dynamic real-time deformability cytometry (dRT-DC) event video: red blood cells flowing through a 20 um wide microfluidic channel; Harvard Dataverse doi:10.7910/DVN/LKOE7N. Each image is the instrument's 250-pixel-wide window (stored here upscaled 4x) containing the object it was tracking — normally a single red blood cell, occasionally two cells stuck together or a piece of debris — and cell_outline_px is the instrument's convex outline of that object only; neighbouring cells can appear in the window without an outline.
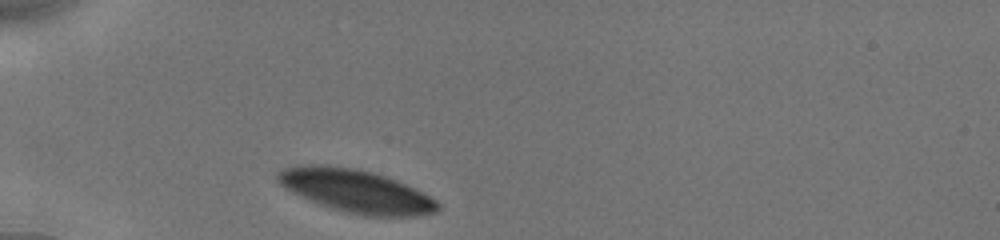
{"species": "human", "species_latin": "Homo sapiens", "temperature_condition": "cold", "stored_images_in_passage": 10, "camera_frame_rate_fps": 3000, "um_per_image_px": 0.085, "donor": {"sex": "male"}, "frame": {"image": 1, "passage_image": 1, "time_ms": 0.0, "image_size_px": [1000, 240], "cell_outline_px": [[440, 208], [436, 212], [424, 216], [364, 216], [344, 212], [320, 204], [292, 192], [280, 184], [276, 176], [284, 168], [300, 164], [320, 164], [352, 168], [372, 172], [396, 180], [436, 200], [440, 204]], "centroid_in_image_um": [30.27, 16.25], "position_along_channel_um": 54.7, "area_um2": 39.77}}
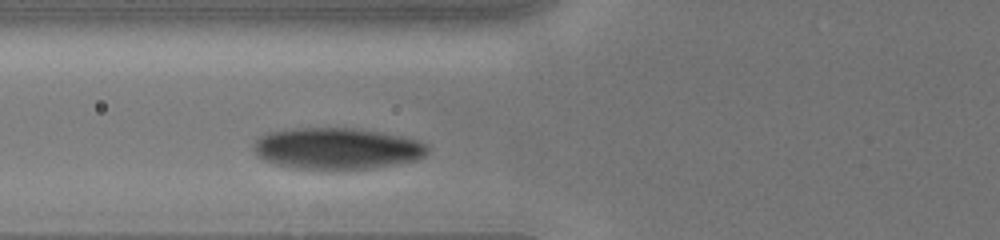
{"frame": {"image": 2, "passage_image": 6, "time_ms": 1.667, "image_size_px": [1000, 240], "cell_outline_px": [[428, 152], [424, 156], [416, 160], [396, 164], [372, 168], [332, 172], [292, 168], [276, 164], [264, 160], [256, 156], [252, 144], [260, 136], [268, 132], [292, 128], [352, 128], [380, 132], [416, 140], [424, 144], [428, 148]], "centroid_in_image_um": [28.57, 12.66], "position_along_channel_um": 97.2, "area_um2": 42.77}}
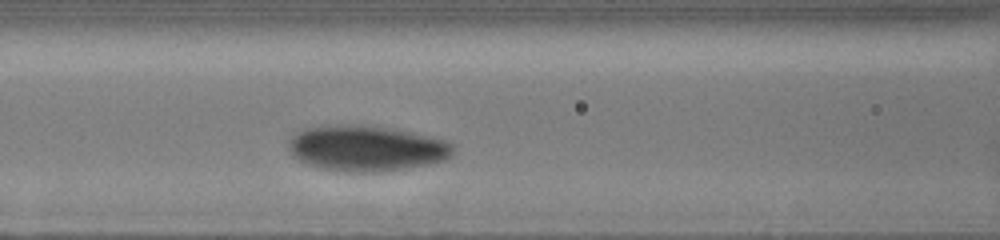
{"frame": {"image": 3, "passage_image": 10, "time_ms": 2.667, "image_size_px": [1000, 240], "cell_outline_px": [[452, 156], [444, 160], [428, 164], [384, 172], [348, 172], [316, 168], [304, 164], [296, 160], [292, 156], [288, 148], [288, 140], [296, 132], [304, 128], [388, 128], [428, 136], [444, 140], [452, 144]], "centroid_in_image_um": [31.1, 12.68], "position_along_channel_um": 135.5, "area_um2": 42.66}}